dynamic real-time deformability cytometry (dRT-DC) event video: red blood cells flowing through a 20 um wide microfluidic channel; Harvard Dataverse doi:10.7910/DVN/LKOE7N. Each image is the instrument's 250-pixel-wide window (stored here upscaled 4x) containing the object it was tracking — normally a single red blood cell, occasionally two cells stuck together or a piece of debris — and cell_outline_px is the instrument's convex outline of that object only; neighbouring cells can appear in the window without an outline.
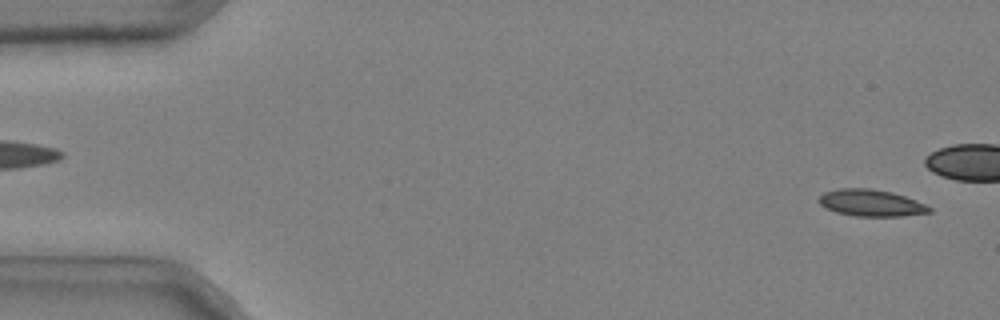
{"species": "common noctule bat (a hibernating species)", "species_latin": "Nyctalus noctula", "temperature_condition": "cold", "stored_images_in_passage": 43, "camera_frame_rate_fps": 3000, "um_per_image_px": 0.085, "animal": {"sex": "male", "body_mass_g": 20.4}, "frame": {"image": 1, "passage_image": 2, "time_ms": 0.333, "image_size_px": [1000, 320], "cell_outline_px": [[932, 212], [900, 216], [856, 216], [836, 212], [820, 204], [820, 196], [824, 192], [840, 188], [872, 188], [892, 192], [916, 200], [932, 208]], "centroid_in_image_um": [74.06, 17.24], "position_along_channel_um": 10.9, "area_um2": 17.05}}
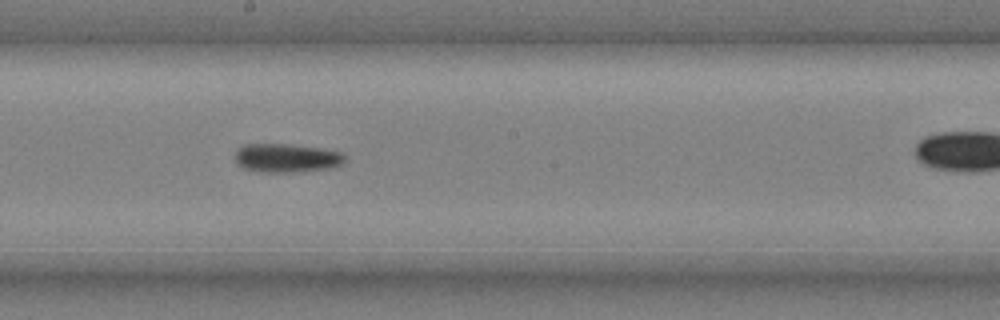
{"frame": {"image": 2, "passage_image": 29, "time_ms": 9.333, "image_size_px": [1000, 320], "cell_outline_px": [[344, 160], [336, 168], [300, 172], [260, 172], [244, 168], [236, 164], [236, 152], [244, 144], [288, 144], [320, 148], [340, 152], [344, 156]], "centroid_in_image_um": [24.36, 13.44], "position_along_channel_um": 223.8, "area_um2": 18.44}}
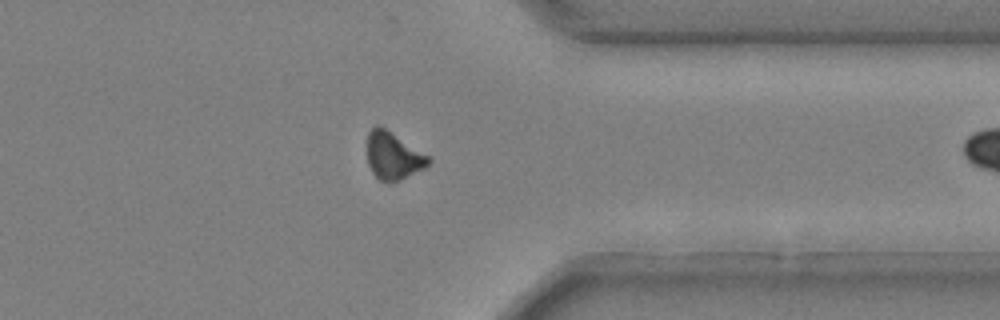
{"frame": {"image": 3, "passage_image": 42, "time_ms": 13.667, "image_size_px": [1000, 320], "cell_outline_px": [[432, 160], [424, 168], [400, 180], [380, 180], [372, 172], [368, 164], [368, 132], [376, 124], [384, 128], [428, 156]], "centroid_in_image_um": [33.41, 13.24], "position_along_channel_um": 378.0, "area_um2": 16.3}}